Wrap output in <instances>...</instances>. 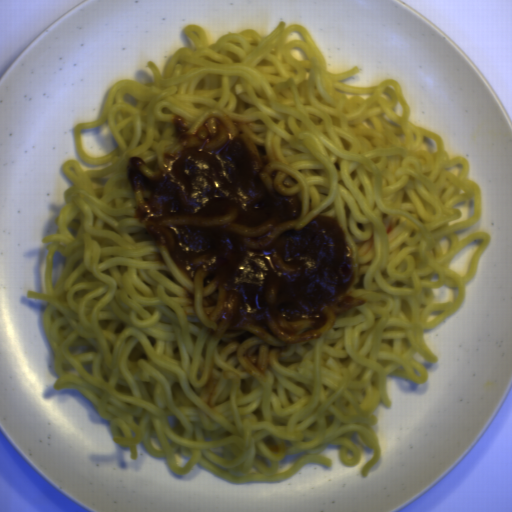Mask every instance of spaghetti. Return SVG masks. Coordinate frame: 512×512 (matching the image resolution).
<instances>
[{
	"mask_svg": "<svg viewBox=\"0 0 512 512\" xmlns=\"http://www.w3.org/2000/svg\"><path fill=\"white\" fill-rule=\"evenodd\" d=\"M286 22L266 37L249 29L208 44L202 26L184 33L163 74L147 62L153 82L122 79L107 93L99 118L73 129L78 157L61 169L75 186L45 260L43 327L60 377L53 388L79 391L110 422L114 441L138 457L137 443L165 458L170 471L196 464L232 483L280 482L338 444L347 465L361 451L380 458L371 425L387 376L419 384L437 355L430 330L464 302L489 232L456 234L478 222L481 188L467 179L465 157L449 159L441 136L409 121L399 82L352 87L359 73L327 71L308 29ZM204 109L253 118L280 148L303 184L306 217L337 219L355 249L353 292L367 301L335 326L291 350L264 383L243 376L220 385L211 411L190 382L203 352L185 325L179 290L186 281L161 247L165 263L136 220L127 161H146L170 146L172 116L195 124Z\"/></svg>",
	"mask_w": 512,
	"mask_h": 512,
	"instance_id": "obj_1",
	"label": "spaghetti"
}]
</instances>
